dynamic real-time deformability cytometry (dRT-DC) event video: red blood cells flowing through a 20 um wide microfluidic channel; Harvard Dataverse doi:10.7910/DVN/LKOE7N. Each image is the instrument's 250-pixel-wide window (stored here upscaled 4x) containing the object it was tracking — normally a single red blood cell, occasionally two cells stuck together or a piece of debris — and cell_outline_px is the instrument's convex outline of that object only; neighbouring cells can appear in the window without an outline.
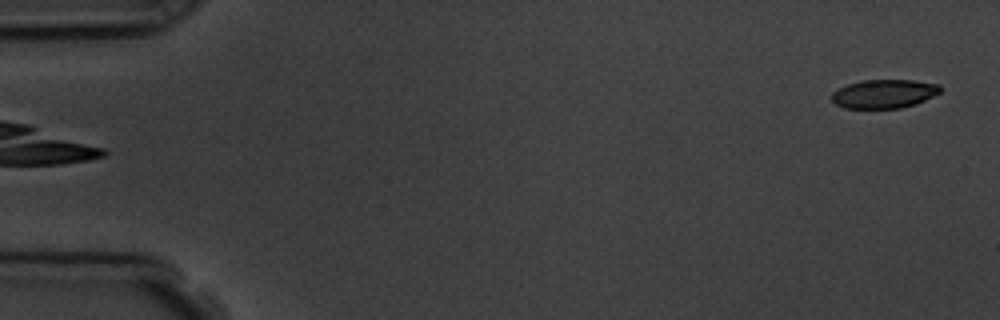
{"species": "common noctule bat (a hibernating species)", "species_latin": "Nyctalus noctula", "temperature_condition": "room temperature", "stored_images_in_passage": 4, "camera_frame_rate_fps": 3000, "um_per_image_px": 0.085, "animal": {"sex": "male", "body_mass_g": 19.5, "forearm_length_mm": 54.6}, "frame": {"image": 1, "passage_image": 4, "time_ms": 4.333, "image_size_px": [1000, 320], "cell_outline_px": [[940, 92], [916, 104], [900, 108], [844, 108], [836, 104], [832, 100], [832, 92], [848, 84], [864, 80], [912, 80], [940, 84]], "centroid_in_image_um": [75.15, 7.97], "position_along_channel_um": 9.9, "area_um2": 18.03}}